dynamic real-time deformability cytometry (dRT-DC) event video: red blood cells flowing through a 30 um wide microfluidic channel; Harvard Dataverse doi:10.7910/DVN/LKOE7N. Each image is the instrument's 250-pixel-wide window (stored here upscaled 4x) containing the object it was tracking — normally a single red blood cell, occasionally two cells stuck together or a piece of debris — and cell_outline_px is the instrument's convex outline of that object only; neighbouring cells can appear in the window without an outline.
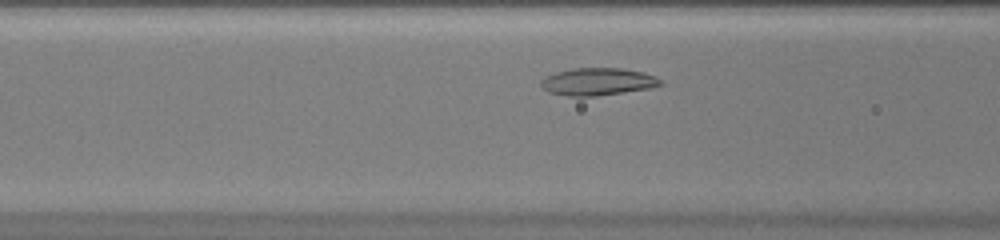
{"species": "common noctule bat (a hibernating species)", "species_latin": "Nyctalus noctula", "temperature_condition": "warm", "stored_images_in_passage": 35, "camera_frame_rate_fps": 3000, "um_per_image_px": 0.085, "animal": {"sex": "female", "body_mass_g": 20.0, "forearm_length_mm": 54.0}, "frame": {"image": 1, "passage_image": 12, "time_ms": 3.667, "image_size_px": [1000, 240], "cell_outline_px": [[664, 84], [648, 88], [596, 96], [568, 96], [548, 92], [540, 84], [540, 80], [544, 76], [556, 72], [572, 68], [620, 68], [640, 72], [656, 76]], "centroid_in_image_um": [50.75, 6.94], "position_along_channel_um": 115.8, "area_um2": 18.96}}
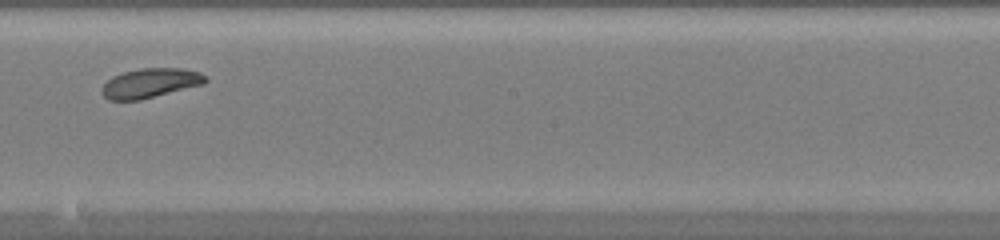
{"frame": {"image": 2, "passage_image": 21, "time_ms": 6.667, "image_size_px": [1000, 240], "cell_outline_px": [[208, 80], [204, 84], [140, 100], [108, 100], [100, 92], [100, 88], [112, 76], [124, 72], [140, 68], [180, 68], [200, 72], [208, 76]], "centroid_in_image_um": [12.78, 7.06], "position_along_channel_um": 235.4, "area_um2": 17.92}}
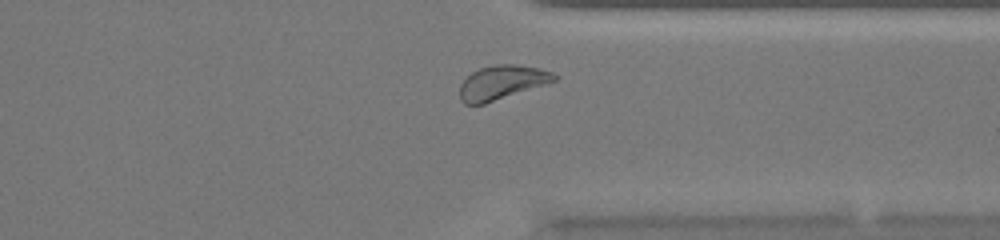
{"frame": {"image": 3, "passage_image": 31, "time_ms": 10.0, "image_size_px": [1000, 240], "cell_outline_px": [[560, 76], [556, 80], [484, 104], [464, 104], [460, 100], [460, 84], [472, 72], [480, 68], [496, 64], [516, 64], [540, 68], [552, 72]], "centroid_in_image_um": [42.66, 6.99], "position_along_channel_um": 368.7, "area_um2": 18.61}, "authors_computed_cell_mechanics": {"area_um2": 18.2648, "velocity_mm_per_s": 3.9987, "shape_relaxation_time_tau1_ms": 2.1428, "shape_relaxation_time_tau2_ms": null, "deformation_change_tau1": 0.1077, "deformation_change_tau2": null}}